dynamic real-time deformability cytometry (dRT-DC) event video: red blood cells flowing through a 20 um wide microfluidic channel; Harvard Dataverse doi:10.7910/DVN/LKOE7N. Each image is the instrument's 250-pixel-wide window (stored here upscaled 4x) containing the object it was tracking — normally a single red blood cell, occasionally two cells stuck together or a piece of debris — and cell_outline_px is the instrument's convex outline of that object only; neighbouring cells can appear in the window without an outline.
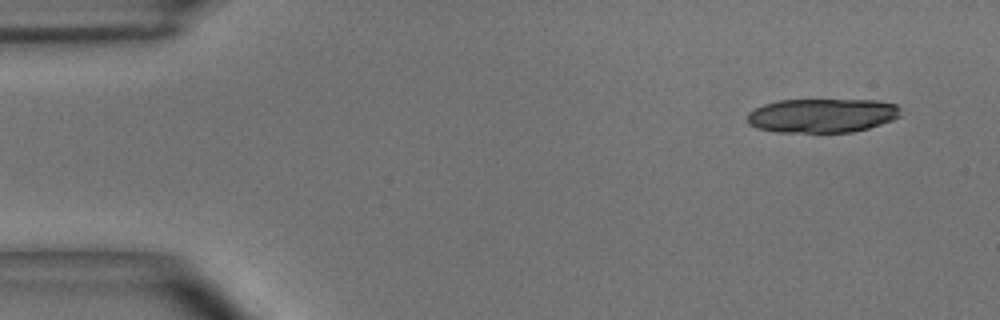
{"species": "common noctule bat (a hibernating species)", "species_latin": "Nyctalus noctula", "temperature_condition": "room temperature", "stored_images_in_passage": 4, "camera_frame_rate_fps": 3000, "um_per_image_px": 0.085, "animal": {"sex": "male", "body_mass_g": 15.6}, "frame": {"image": 1, "passage_image": 1, "time_ms": 0.0, "image_size_px": [1000, 320], "cell_outline_px": [[900, 116], [892, 120], [868, 128], [852, 132], [776, 132], [756, 128], [748, 124], [748, 112], [764, 104], [776, 100], [876, 100], [896, 104], [900, 108]], "centroid_in_image_um": [69.86, 9.82], "position_along_channel_um": 15.1, "area_um2": 30.52}}